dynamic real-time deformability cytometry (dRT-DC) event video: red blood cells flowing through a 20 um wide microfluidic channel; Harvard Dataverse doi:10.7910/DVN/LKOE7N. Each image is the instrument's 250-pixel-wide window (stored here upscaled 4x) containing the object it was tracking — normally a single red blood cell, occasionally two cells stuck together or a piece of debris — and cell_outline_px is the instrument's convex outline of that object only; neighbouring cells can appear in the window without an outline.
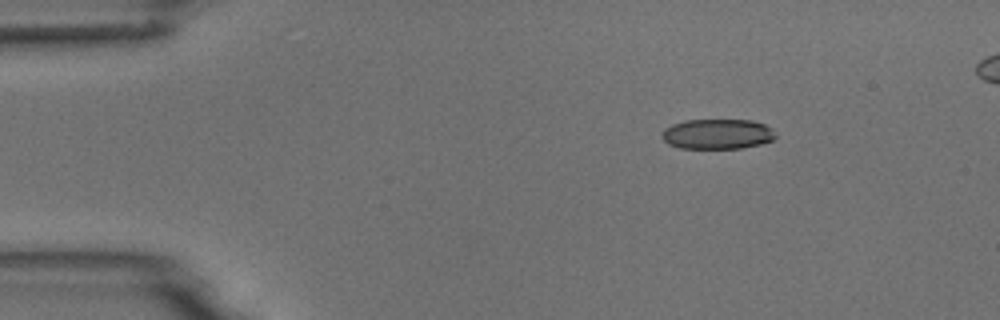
{"species": "common noctule bat (a hibernating species)", "species_latin": "Nyctalus noctula", "temperature_condition": "room temperature", "stored_images_in_passage": 4, "segment_of_instrument_passage": [1, 2], "camera_frame_rate_fps": 3000, "um_per_image_px": 0.085, "animal": {"sex": "male", "body_mass_g": 18.8}, "frame": {"image": 1, "passage_image": 1, "time_ms": 0.0, "image_size_px": [1000, 320], "cell_outline_px": [[776, 136], [772, 140], [760, 144], [744, 148], [680, 148], [668, 144], [660, 136], [664, 128], [672, 124], [684, 120], [752, 120], [764, 124], [772, 128]], "centroid_in_image_um": [60.96, 11.39], "position_along_channel_um": 24.0, "area_um2": 20.06}}